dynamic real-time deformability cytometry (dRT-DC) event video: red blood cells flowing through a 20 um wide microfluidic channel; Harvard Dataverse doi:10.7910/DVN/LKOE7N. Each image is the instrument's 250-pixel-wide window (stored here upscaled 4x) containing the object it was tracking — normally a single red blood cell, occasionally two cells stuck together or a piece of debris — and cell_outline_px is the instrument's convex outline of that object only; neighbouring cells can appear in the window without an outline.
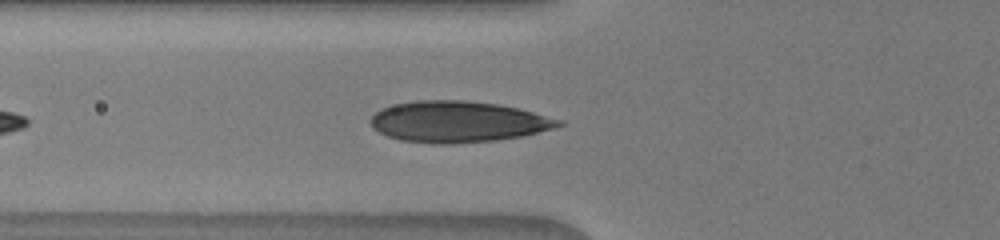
{"species": "human", "species_latin": "Homo sapiens", "temperature_condition": "warm", "stored_images_in_passage": 35, "camera_frame_rate_fps": 3000, "um_per_image_px": 0.085, "donor": {"sex": "male"}, "frame": {"image": 1, "passage_image": 6, "time_ms": 1.667, "image_size_px": [1000, 240], "cell_outline_px": [[564, 124], [556, 128], [524, 136], [496, 140], [448, 144], [436, 144], [400, 140], [388, 136], [372, 128], [368, 120], [376, 112], [384, 108], [396, 104], [416, 100], [464, 100], [496, 104], [520, 108], [560, 120]], "centroid_in_image_um": [38.93, 10.35], "position_along_channel_um": 86.9, "area_um2": 45.08}}